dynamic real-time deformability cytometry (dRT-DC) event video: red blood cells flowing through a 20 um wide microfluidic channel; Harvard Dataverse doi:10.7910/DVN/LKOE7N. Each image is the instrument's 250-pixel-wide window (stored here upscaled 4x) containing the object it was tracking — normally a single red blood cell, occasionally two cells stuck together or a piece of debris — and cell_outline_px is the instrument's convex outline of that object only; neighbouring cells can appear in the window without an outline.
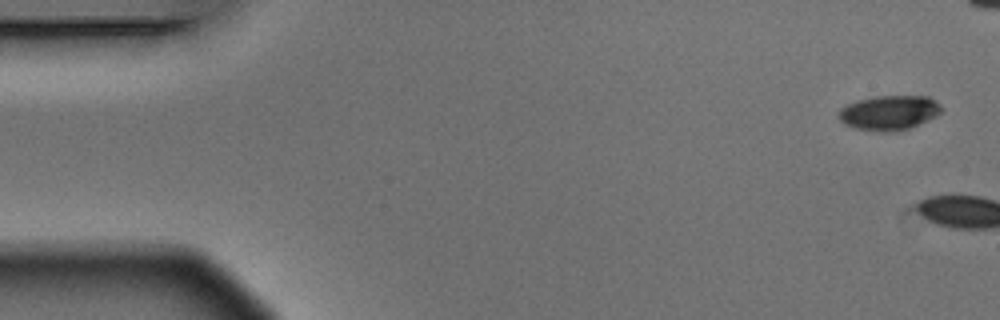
{"species": "Egyptian fruit bat (a non-hibernating species)", "species_latin": "Rousettus aegyptiacus", "temperature_condition": "warm", "stored_images_in_passage": 2, "camera_frame_rate_fps": 3000, "um_per_image_px": 0.085, "animal": {"sex": "male"}, "frame": {"image": 1, "passage_image": 1, "time_ms": 0.0, "image_size_px": [1000, 320], "cell_outline_px": [[944, 108], [936, 116], [928, 120], [908, 128], [896, 132], [880, 132], [856, 128], [844, 124], [840, 120], [840, 108], [856, 100], [876, 96], [928, 96], [936, 100]], "centroid_in_image_um": [75.6, 9.57], "position_along_channel_um": 9.4, "area_um2": 20.81}}